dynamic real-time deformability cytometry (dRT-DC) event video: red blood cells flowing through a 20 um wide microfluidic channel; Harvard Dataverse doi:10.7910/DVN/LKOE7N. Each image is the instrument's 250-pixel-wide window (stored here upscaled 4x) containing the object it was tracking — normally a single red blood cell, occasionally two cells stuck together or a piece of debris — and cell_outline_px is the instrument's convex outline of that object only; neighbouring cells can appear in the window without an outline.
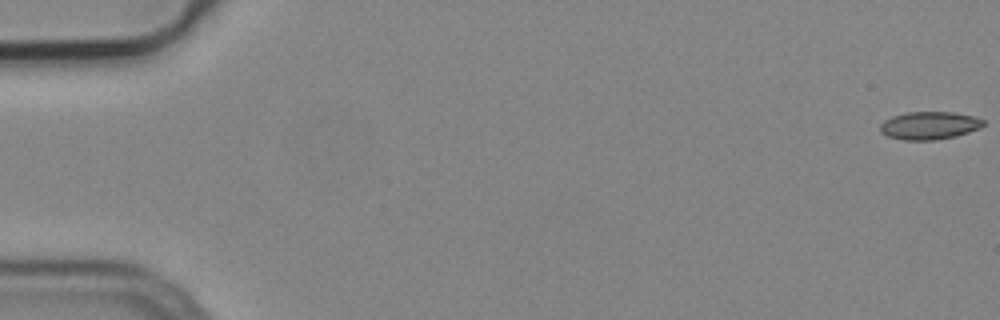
{"species": "common noctule bat (a hibernating species)", "species_latin": "Nyctalus noctula", "temperature_condition": "cold", "stored_images_in_passage": 55, "camera_frame_rate_fps": 3000, "um_per_image_px": 0.085, "animal": {"sex": "male", "body_mass_g": 19.2, "forearm_length_mm": 51.8}, "frame": {"image": 1, "passage_image": 1, "time_ms": 0.0, "image_size_px": [1000, 320], "cell_outline_px": [[984, 124], [980, 128], [956, 136], [936, 140], [904, 140], [888, 136], [880, 132], [880, 124], [884, 120], [892, 116], [904, 112], [952, 112], [972, 116], [984, 120]], "centroid_in_image_um": [78.97, 10.67], "position_along_channel_um": 6.0, "area_um2": 16.76}}
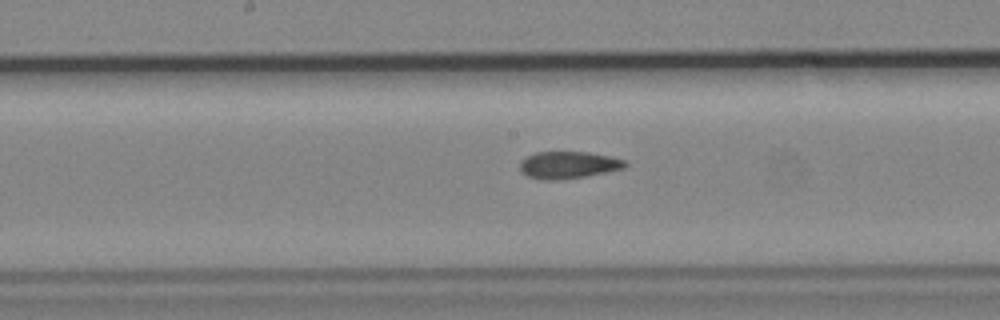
{"frame": {"image": 2, "passage_image": 29, "time_ms": 9.333, "image_size_px": [1000, 320], "cell_outline_px": [[628, 164], [624, 168], [584, 176], [556, 180], [540, 180], [528, 176], [520, 172], [520, 160], [536, 152], [588, 152], [628, 160]], "centroid_in_image_um": [48.29, 14.02], "position_along_channel_um": 199.9, "area_um2": 16.59}}
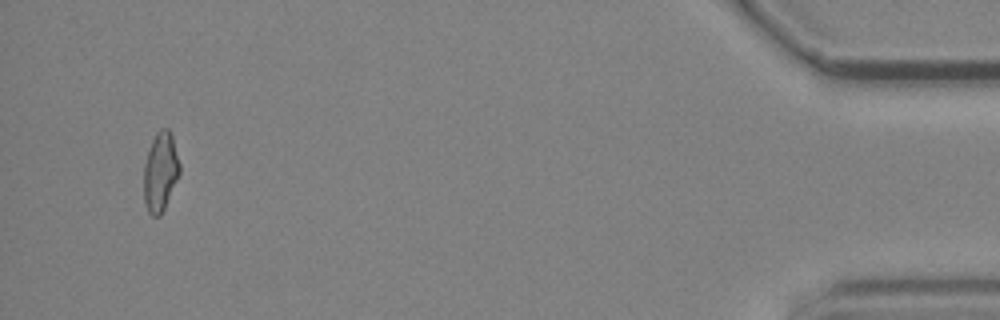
{"frame": {"image": 3, "passage_image": 53, "time_ms": 17.333, "image_size_px": [1000, 320], "cell_outline_px": [[180, 172], [164, 208], [160, 216], [152, 216], [148, 212], [144, 200], [144, 164], [152, 140], [156, 132], [160, 128], [168, 128], [172, 136], [180, 164]], "centroid_in_image_um": [13.63, 14.59], "position_along_channel_um": 421.6, "area_um2": 16.36}, "authors_computed_cell_mechanics": {"area_um2": 16.8198, "velocity_mm_per_s": 3.7782, "shape_relaxation_time_tau1_ms": null, "shape_relaxation_time_tau2_ms": 3.4049, "deformation_change_tau1": null, "deformation_change_tau2": 0.0963}}